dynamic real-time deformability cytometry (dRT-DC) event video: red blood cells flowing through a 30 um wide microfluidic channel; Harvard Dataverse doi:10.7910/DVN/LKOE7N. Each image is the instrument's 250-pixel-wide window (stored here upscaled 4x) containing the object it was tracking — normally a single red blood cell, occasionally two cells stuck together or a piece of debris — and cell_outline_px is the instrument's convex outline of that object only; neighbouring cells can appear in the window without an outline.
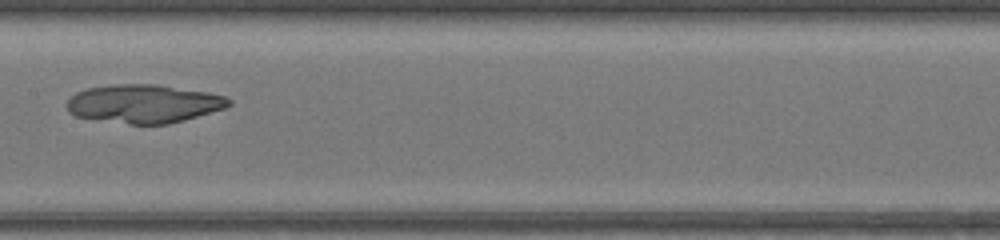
{"species": "common noctule bat (a hibernating species)", "species_latin": "Nyctalus noctula", "temperature_condition": "warm", "stored_images_in_passage": 42, "camera_frame_rate_fps": 3000, "um_per_image_px": 0.085, "animal": {"sex": "female", "body_mass_g": 17.0, "forearm_length_mm": 48.0}, "frame": {"image": 1, "passage_image": 20, "time_ms": 6.333, "image_size_px": [1000, 240], "cell_outline_px": [[232, 104], [224, 108], [168, 124], [128, 124], [76, 116], [68, 112], [68, 100], [76, 92], [88, 88], [116, 84], [160, 84], [208, 92], [224, 96], [232, 100]], "centroid_in_image_um": [12.24, 8.8], "position_along_channel_um": 195.2, "area_um2": 36.07}}
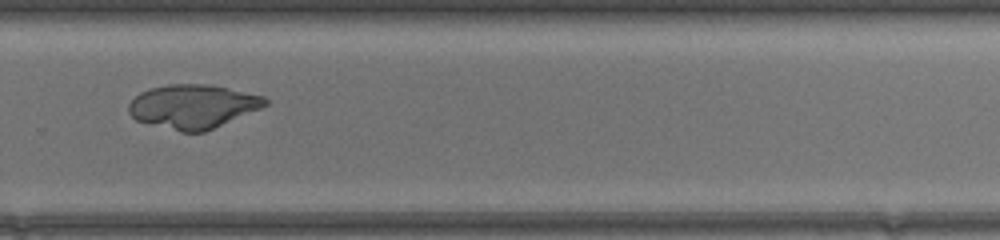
{"frame": {"image": 2, "passage_image": 28, "time_ms": 9.0, "image_size_px": [1000, 240], "cell_outline_px": [[268, 104], [260, 108], [204, 132], [180, 132], [136, 120], [128, 112], [128, 104], [140, 92], [152, 88], [168, 84], [212, 84], [264, 96], [268, 100]], "centroid_in_image_um": [16.39, 9.04], "position_along_channel_um": 313.4, "area_um2": 34.74}}
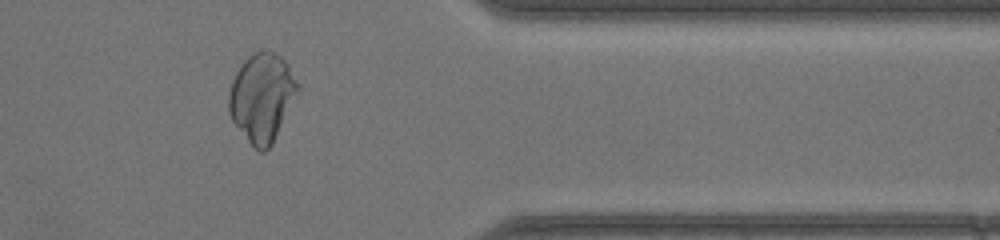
{"frame": {"image": 3, "passage_image": 34, "time_ms": 11.0, "image_size_px": [1000, 240], "cell_outline_px": [[300, 92], [272, 144], [264, 152], [260, 152], [248, 140], [232, 120], [228, 112], [228, 92], [232, 80], [240, 64], [248, 56], [260, 48], [268, 48], [280, 56], [288, 64], [300, 84]], "centroid_in_image_um": [22.29, 8.22], "position_along_channel_um": 389.1, "area_um2": 36.07}}